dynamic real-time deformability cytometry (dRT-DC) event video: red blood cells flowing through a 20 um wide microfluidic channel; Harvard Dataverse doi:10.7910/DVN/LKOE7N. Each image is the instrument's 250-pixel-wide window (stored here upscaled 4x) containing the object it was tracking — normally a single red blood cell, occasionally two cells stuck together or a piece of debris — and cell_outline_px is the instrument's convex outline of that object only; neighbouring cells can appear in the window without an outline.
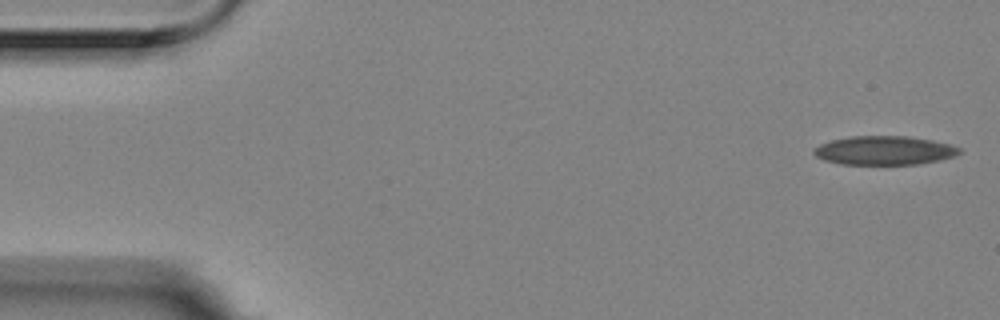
{"species": "Egyptian fruit bat (a non-hibernating species)", "species_latin": "Rousettus aegyptiacus", "temperature_condition": "room temperature", "stored_images_in_passage": 56, "camera_frame_rate_fps": 3000, "um_per_image_px": 0.085, "animal": {"sex": "female"}, "frame": {"image": 1, "passage_image": 1, "time_ms": 0.0, "image_size_px": [1000, 320], "cell_outline_px": [[964, 152], [940, 160], [916, 164], [840, 164], [824, 160], [816, 156], [812, 152], [812, 148], [820, 144], [832, 140], [848, 136], [908, 136], [932, 140], [948, 144], [960, 148]], "centroid_in_image_um": [75.14, 12.78], "position_along_channel_um": 9.9, "area_um2": 24.51}}
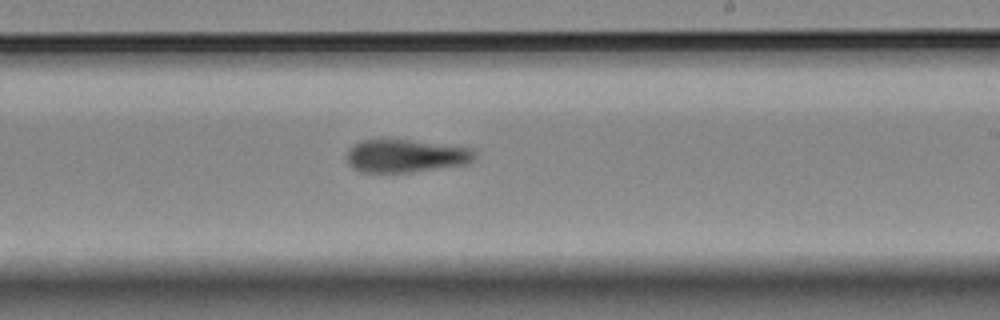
{"frame": {"image": 2, "passage_image": 32, "time_ms": 10.333, "image_size_px": [1000, 320], "cell_outline_px": [[476, 160], [468, 164], [412, 172], [360, 172], [352, 168], [348, 164], [348, 148], [360, 140], [408, 140], [476, 148]], "centroid_in_image_um": [34.55, 13.26], "position_along_channel_um": 254.5, "area_um2": 24.8}}
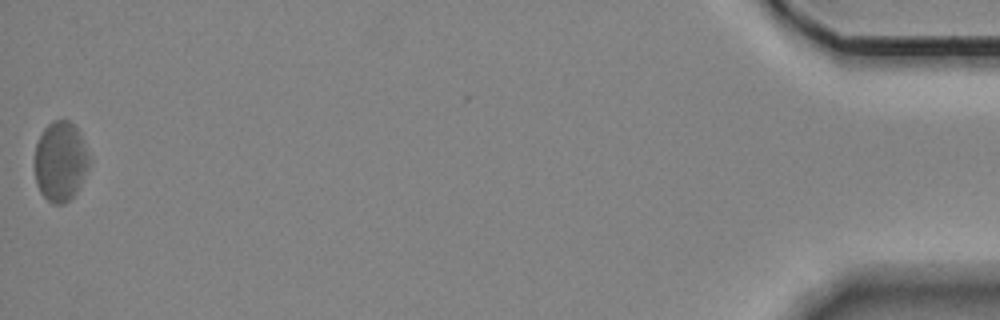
{"frame": {"image": 3, "passage_image": 55, "time_ms": 18.0, "image_size_px": [1000, 320], "cell_outline_px": [[92, 160], [76, 192], [64, 204], [52, 204], [40, 192], [36, 184], [36, 144], [44, 128], [52, 120], [68, 120], [76, 128]], "centroid_in_image_um": [5.14, 13.72], "position_along_channel_um": 430.1, "area_um2": 25.09}}